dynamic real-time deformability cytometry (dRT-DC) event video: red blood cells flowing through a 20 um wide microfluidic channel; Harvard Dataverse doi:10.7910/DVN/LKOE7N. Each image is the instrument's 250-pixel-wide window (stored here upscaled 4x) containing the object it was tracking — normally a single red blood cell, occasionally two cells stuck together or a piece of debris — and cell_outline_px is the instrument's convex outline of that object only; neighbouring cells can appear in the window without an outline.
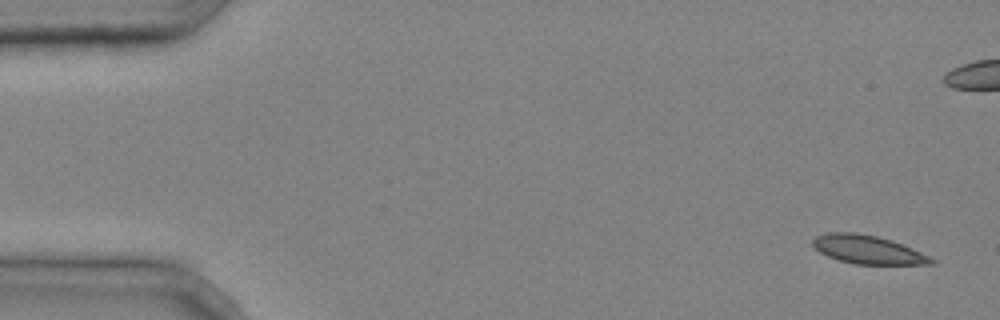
{"species": "common noctule bat (a hibernating species)", "species_latin": "Nyctalus noctula", "temperature_condition": "cold", "stored_images_in_passage": 4, "camera_frame_rate_fps": 3000, "um_per_image_px": 0.085, "animal": {"sex": "male", "body_mass_g": 20.4}, "frame": {"image": 1, "passage_image": 1, "time_ms": 0.0, "image_size_px": [1000, 320], "cell_outline_px": [[936, 264], [856, 264], [840, 260], [828, 256], [820, 252], [812, 244], [812, 240], [816, 236], [828, 232], [856, 232], [876, 236], [892, 240], [912, 248], [936, 260]], "centroid_in_image_um": [73.76, 21.21], "position_along_channel_um": 11.2, "area_um2": 19.54}}